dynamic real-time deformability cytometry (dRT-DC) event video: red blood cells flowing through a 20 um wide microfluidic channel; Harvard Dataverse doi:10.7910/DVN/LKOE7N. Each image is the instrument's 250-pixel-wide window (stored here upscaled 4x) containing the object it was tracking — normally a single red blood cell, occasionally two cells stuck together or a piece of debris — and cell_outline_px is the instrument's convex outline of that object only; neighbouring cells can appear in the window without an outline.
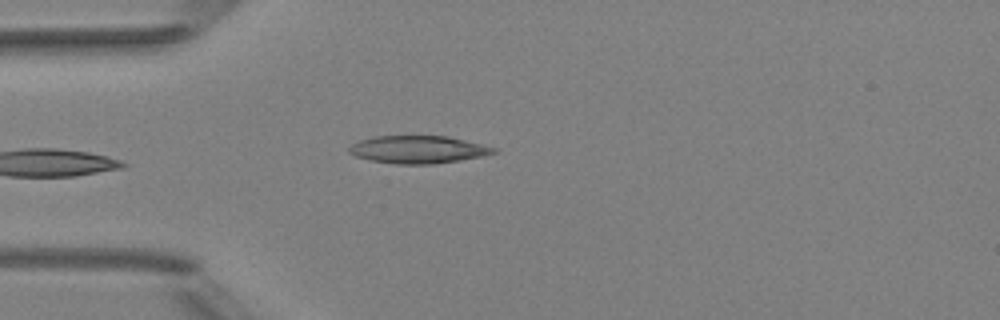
{"species": "Egyptian fruit bat (a non-hibernating species)", "species_latin": "Rousettus aegyptiacus", "temperature_condition": "room temperature", "stored_images_in_passage": 1, "camera_frame_rate_fps": 3000, "um_per_image_px": 0.085, "animal": {"sex": "female"}, "frame": {"image": 1, "passage_image": 1, "time_ms": 0.0, "image_size_px": [1000, 320], "cell_outline_px": [[496, 152], [484, 156], [460, 160], [432, 164], [396, 164], [372, 160], [356, 156], [348, 152], [348, 148], [352, 144], [360, 140], [372, 136], [448, 136], [496, 148]], "centroid_in_image_um": [35.52, 12.71], "position_along_channel_um": 49.5, "area_um2": 23.12}}